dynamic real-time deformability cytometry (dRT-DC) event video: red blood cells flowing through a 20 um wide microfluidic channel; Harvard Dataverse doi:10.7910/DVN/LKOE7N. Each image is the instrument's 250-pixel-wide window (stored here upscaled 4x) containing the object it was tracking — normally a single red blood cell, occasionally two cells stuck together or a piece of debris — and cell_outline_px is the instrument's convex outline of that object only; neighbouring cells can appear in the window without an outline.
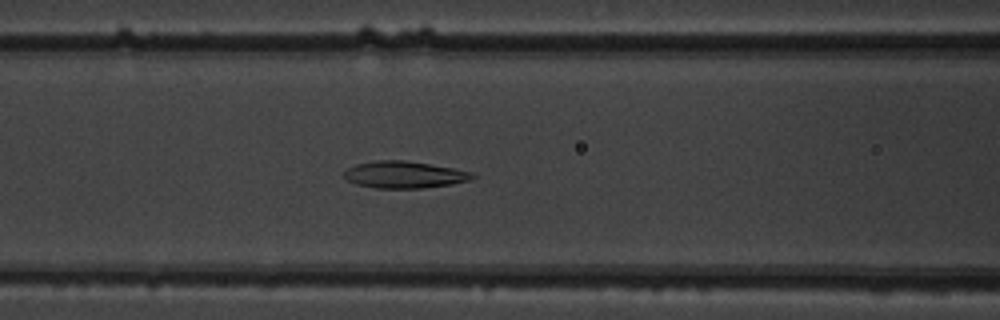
{"species": "common noctule bat (a hibernating species)", "species_latin": "Nyctalus noctula", "temperature_condition": "warm", "stored_images_in_passage": 53, "camera_frame_rate_fps": 3000, "um_per_image_px": 0.085, "animal": {"sex": "male", "body_mass_g": 19.5, "forearm_length_mm": 54.6}, "frame": {"image": 1, "passage_image": 23, "time_ms": 7.333, "image_size_px": [1000, 320], "cell_outline_px": [[476, 176], [468, 180], [452, 184], [424, 188], [376, 188], [356, 184], [348, 180], [344, 176], [344, 172], [348, 168], [356, 164], [376, 160], [404, 160], [452, 168], [472, 172]], "centroid_in_image_um": [34.35, 14.85], "position_along_channel_um": 132.3, "area_um2": 19.94}}
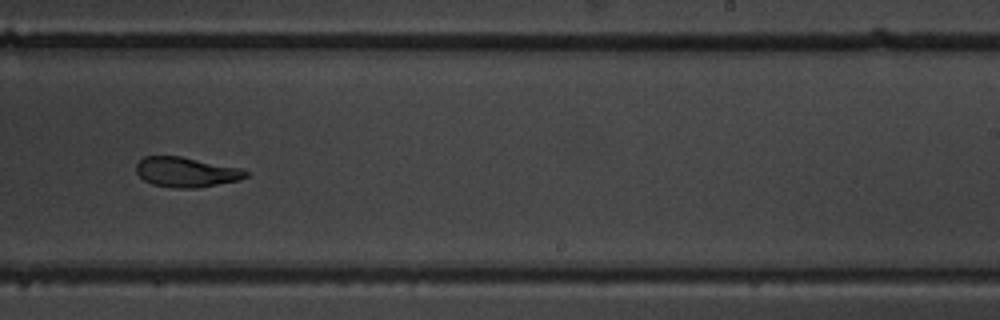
{"frame": {"image": 2, "passage_image": 34, "time_ms": 11.0, "image_size_px": [1000, 320], "cell_outline_px": [[248, 176], [240, 180], [196, 188], [172, 188], [152, 184], [144, 180], [136, 172], [136, 164], [144, 156], [180, 156], [240, 168], [248, 172]], "centroid_in_image_um": [15.81, 14.63], "position_along_channel_um": 273.2, "area_um2": 19.07}}
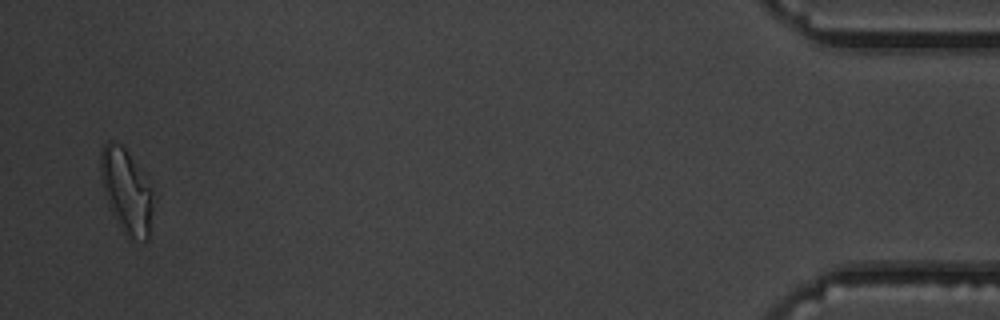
{"frame": {"image": 3, "passage_image": 52, "time_ms": 17.0, "image_size_px": [1000, 320], "cell_outline_px": [[152, 212], [148, 240], [128, 240], [112, 212], [104, 188], [100, 168], [100, 152], [104, 144], [108, 140], [112, 140], [120, 144], [128, 152], [148, 176], [152, 204]], "centroid_in_image_um": [10.76, 16.22], "position_along_channel_um": 424.4, "area_um2": 25.66}, "authors_computed_cell_mechanics": {"area_um2": 20.8658, "velocity_mm_per_s": 3.8487, "shape_relaxation_time_tau1_ms": 7.0354, "shape_relaxation_time_tau2_ms": 2.6477, "deformation_change_tau1": 0.2075, "deformation_change_tau2": 0.1066}}